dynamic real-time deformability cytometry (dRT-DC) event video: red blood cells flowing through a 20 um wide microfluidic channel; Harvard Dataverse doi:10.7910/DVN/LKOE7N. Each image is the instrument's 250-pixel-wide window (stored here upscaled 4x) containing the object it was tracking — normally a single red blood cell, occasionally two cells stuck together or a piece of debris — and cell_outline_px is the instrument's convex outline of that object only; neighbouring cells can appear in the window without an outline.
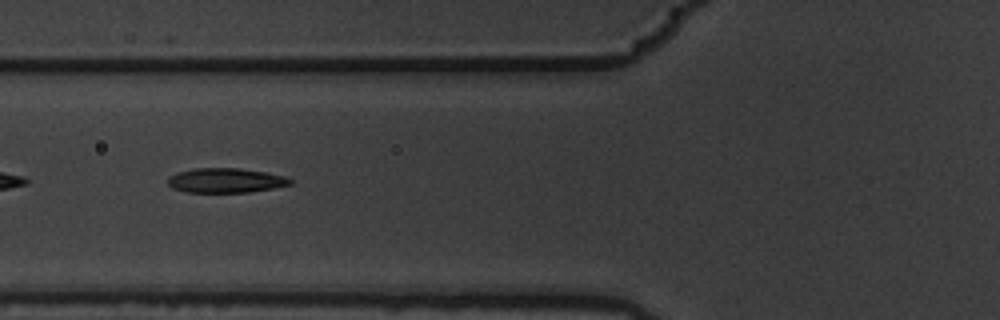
{"species": "common noctule bat (a hibernating species)", "species_latin": "Nyctalus noctula", "temperature_condition": "warm", "stored_images_in_passage": 12, "camera_frame_rate_fps": 3000, "um_per_image_px": 0.085, "animal": {"sex": "male", "body_mass_g": 19.5, "forearm_length_mm": 54.6}, "frame": {"image": 1, "passage_image": 3, "time_ms": 0.667, "image_size_px": [1000, 320], "cell_outline_px": [[292, 184], [252, 192], [184, 192], [172, 188], [168, 184], [168, 176], [180, 172], [196, 168], [240, 168], [264, 172], [284, 176], [292, 180]], "centroid_in_image_um": [19.17, 15.34], "position_along_channel_um": 106.6, "area_um2": 17.46}}
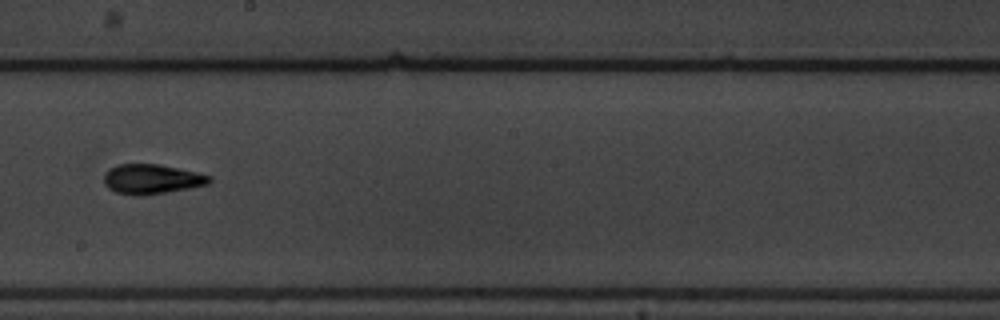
{"frame": {"image": 2, "passage_image": 6, "time_ms": 1.667, "image_size_px": [1000, 320], "cell_outline_px": [[212, 180], [208, 184], [188, 188], [140, 196], [136, 196], [116, 192], [108, 188], [104, 184], [104, 176], [116, 164], [160, 164], [196, 172], [212, 176]], "centroid_in_image_um": [12.9, 15.22], "position_along_channel_um": 235.3, "area_um2": 18.09}}
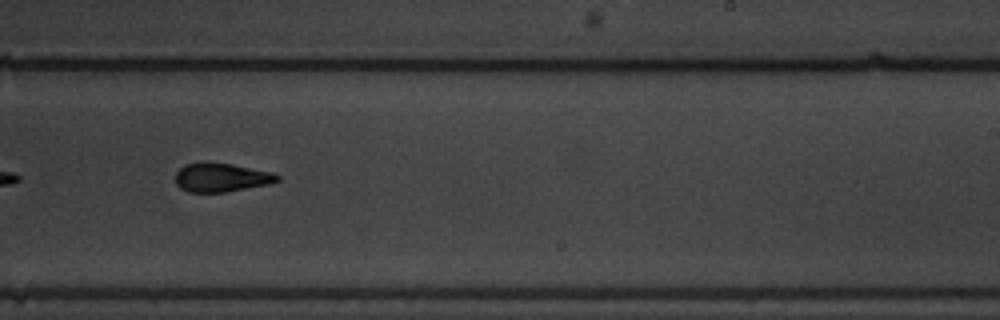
{"frame": {"image": 3, "passage_image": 7, "time_ms": 2.0, "image_size_px": [1000, 320], "cell_outline_px": [[280, 180], [268, 184], [224, 192], [188, 192], [180, 188], [176, 184], [176, 172], [184, 164], [200, 160], [208, 160], [272, 172], [280, 176]], "centroid_in_image_um": [18.75, 15.05], "position_along_channel_um": 270.3, "area_um2": 17.34}}